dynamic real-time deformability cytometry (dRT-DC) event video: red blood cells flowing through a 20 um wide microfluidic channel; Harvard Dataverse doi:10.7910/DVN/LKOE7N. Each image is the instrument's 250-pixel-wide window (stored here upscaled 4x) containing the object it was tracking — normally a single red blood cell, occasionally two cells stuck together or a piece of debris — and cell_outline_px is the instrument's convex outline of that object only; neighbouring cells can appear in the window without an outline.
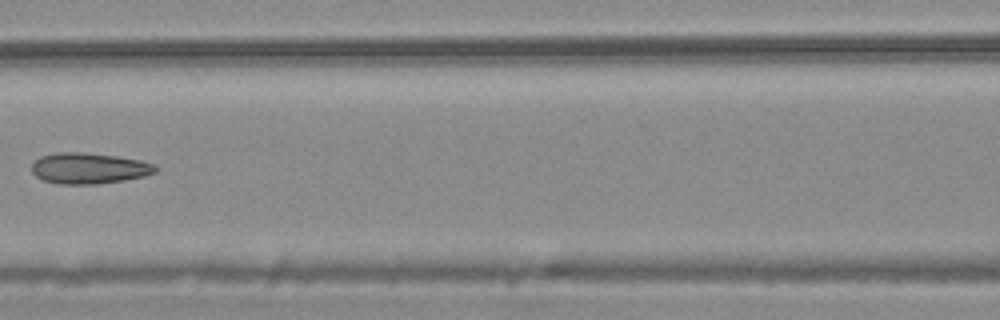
{"species": "common noctule bat (a hibernating species)", "species_latin": "Nyctalus noctula", "temperature_condition": "warm", "stored_images_in_passage": 7, "camera_frame_rate_fps": 3000, "um_per_image_px": 0.085, "animal": {"sex": "male", "body_mass_g": 20.4}, "frame": {"image": 1, "passage_image": 7, "time_ms": 2.0, "image_size_px": [1000, 320], "cell_outline_px": [[160, 168], [156, 172], [144, 176], [124, 180], [96, 184], [60, 184], [44, 180], [36, 176], [32, 172], [32, 164], [40, 156], [56, 152], [84, 152], [116, 156], [140, 160], [156, 164]], "centroid_in_image_um": [7.59, 14.3], "position_along_channel_um": 159.0, "area_um2": 22.43}}